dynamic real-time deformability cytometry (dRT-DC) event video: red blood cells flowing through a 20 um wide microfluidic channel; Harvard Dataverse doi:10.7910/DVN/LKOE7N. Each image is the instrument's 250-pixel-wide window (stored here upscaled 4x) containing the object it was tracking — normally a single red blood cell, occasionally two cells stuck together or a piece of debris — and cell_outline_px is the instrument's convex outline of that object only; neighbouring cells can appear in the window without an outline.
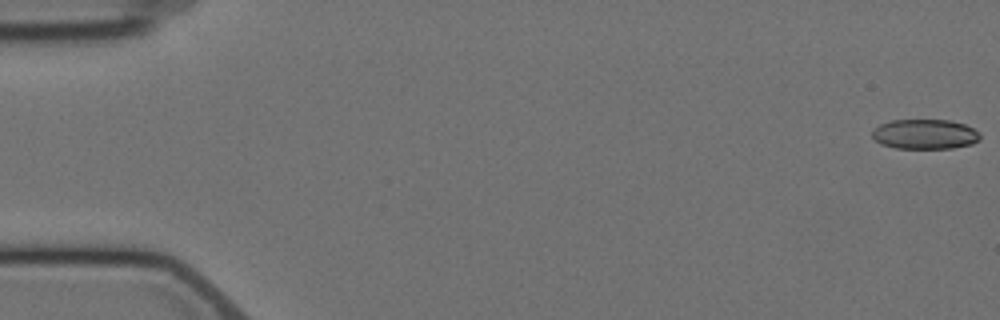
{"species": "Egyptian fruit bat (a non-hibernating species)", "species_latin": "Rousettus aegyptiacus", "temperature_condition": "cold", "stored_images_in_passage": 5, "camera_frame_rate_fps": 3000, "um_per_image_px": 0.085, "animal": {"sex": "female"}, "frame": {"image": 1, "passage_image": 1, "time_ms": 0.0, "image_size_px": [1000, 320], "cell_outline_px": [[980, 140], [972, 144], [952, 148], [896, 148], [880, 144], [872, 136], [872, 128], [880, 124], [892, 120], [952, 120], [964, 124], [980, 132]], "centroid_in_image_um": [78.62, 11.4], "position_along_channel_um": 6.4, "area_um2": 18.9}}